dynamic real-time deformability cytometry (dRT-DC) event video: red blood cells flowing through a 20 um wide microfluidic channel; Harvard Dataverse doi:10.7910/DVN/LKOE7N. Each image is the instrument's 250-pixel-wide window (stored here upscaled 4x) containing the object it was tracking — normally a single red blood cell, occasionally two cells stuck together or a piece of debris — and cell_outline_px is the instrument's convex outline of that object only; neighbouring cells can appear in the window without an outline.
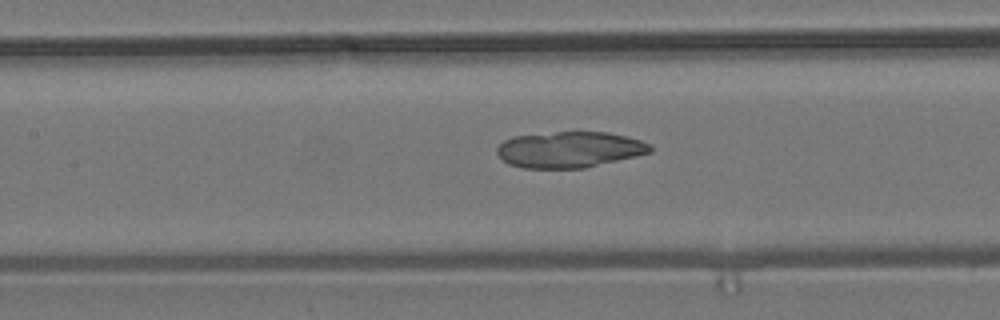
{"species": "common noctule bat (a hibernating species)", "species_latin": "Nyctalus noctula", "temperature_condition": "room temperature", "stored_images_in_passage": 9, "camera_frame_rate_fps": 3000, "um_per_image_px": 0.085, "animal": {"sex": "male", "body_mass_g": 19.2, "forearm_length_mm": 51.8}, "frame": {"image": 1, "passage_image": 9, "time_ms": 9.667, "image_size_px": [1000, 320], "cell_outline_px": [[652, 152], [636, 156], [584, 168], [524, 168], [508, 164], [496, 152], [496, 148], [504, 140], [512, 136], [556, 132], [608, 132], [628, 136], [652, 144]], "centroid_in_image_um": [48.42, 12.71], "position_along_channel_um": 159.0, "area_um2": 32.25}}